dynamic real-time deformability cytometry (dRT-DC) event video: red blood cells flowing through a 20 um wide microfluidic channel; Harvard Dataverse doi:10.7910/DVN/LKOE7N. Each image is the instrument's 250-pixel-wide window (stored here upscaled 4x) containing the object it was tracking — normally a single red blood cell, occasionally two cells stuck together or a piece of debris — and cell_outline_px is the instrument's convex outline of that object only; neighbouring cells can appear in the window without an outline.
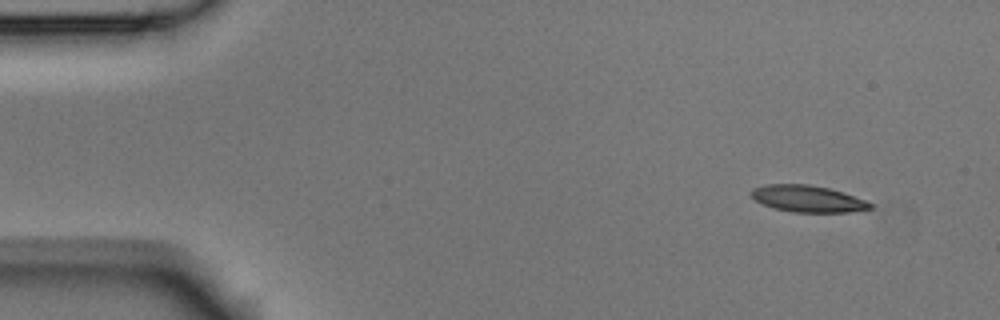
{"species": "Egyptian fruit bat (a non-hibernating species)", "species_latin": "Rousettus aegyptiacus", "temperature_condition": "room temperature", "stored_images_in_passage": 4, "camera_frame_rate_fps": 3000, "um_per_image_px": 0.085, "animal": {"sex": "male"}, "frame": {"image": 1, "passage_image": 1, "time_ms": 0.0, "image_size_px": [1000, 320], "cell_outline_px": [[872, 208], [848, 212], [792, 212], [776, 208], [764, 204], [756, 200], [748, 192], [752, 188], [768, 184], [808, 184], [828, 188], [864, 200], [872, 204]], "centroid_in_image_um": [68.61, 16.89], "position_along_channel_um": 16.4, "area_um2": 18.15}}
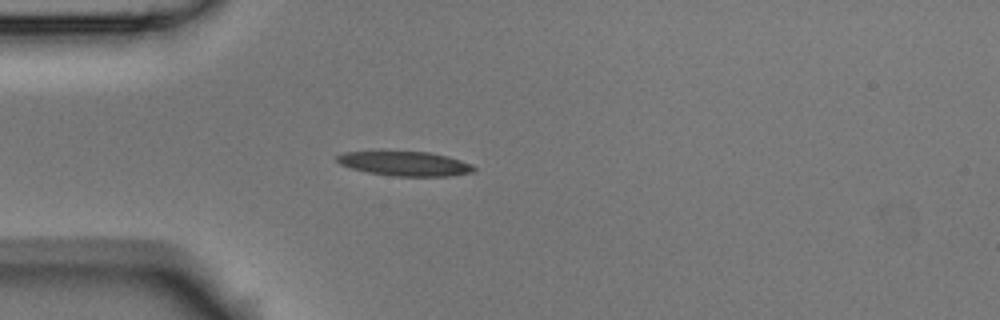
{"frame": {"image": 2, "passage_image": 3, "time_ms": 0.667, "image_size_px": [1000, 320], "cell_outline_px": [[476, 168], [472, 172], [448, 176], [392, 176], [368, 172], [352, 168], [340, 164], [336, 160], [336, 156], [344, 152], [380, 148], [428, 152], [448, 156], [472, 164]], "centroid_in_image_um": [34.33, 13.85], "position_along_channel_um": 50.7, "area_um2": 20.46}}